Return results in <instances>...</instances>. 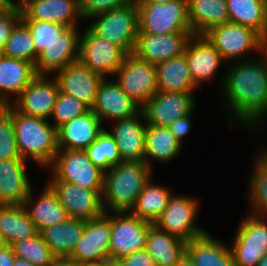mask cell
I'll use <instances>...</instances> for the list:
<instances>
[{"instance_id":"6da1fadb","label":"cell","mask_w":267,"mask_h":266,"mask_svg":"<svg viewBox=\"0 0 267 266\" xmlns=\"http://www.w3.org/2000/svg\"><path fill=\"white\" fill-rule=\"evenodd\" d=\"M227 69L221 89L229 122L250 130L267 113V68L262 58H252L231 62Z\"/></svg>"},{"instance_id":"7a4b0ae2","label":"cell","mask_w":267,"mask_h":266,"mask_svg":"<svg viewBox=\"0 0 267 266\" xmlns=\"http://www.w3.org/2000/svg\"><path fill=\"white\" fill-rule=\"evenodd\" d=\"M152 171L145 162H121L105 172L102 192L105 213L131 212L152 178Z\"/></svg>"},{"instance_id":"3957f363","label":"cell","mask_w":267,"mask_h":266,"mask_svg":"<svg viewBox=\"0 0 267 266\" xmlns=\"http://www.w3.org/2000/svg\"><path fill=\"white\" fill-rule=\"evenodd\" d=\"M13 123L19 156L49 167L59 151L57 128L48 119L27 116L14 108Z\"/></svg>"},{"instance_id":"277c9868","label":"cell","mask_w":267,"mask_h":266,"mask_svg":"<svg viewBox=\"0 0 267 266\" xmlns=\"http://www.w3.org/2000/svg\"><path fill=\"white\" fill-rule=\"evenodd\" d=\"M49 169V181H64L89 190H103L105 172L89 160L85 150H59Z\"/></svg>"},{"instance_id":"5b68a950","label":"cell","mask_w":267,"mask_h":266,"mask_svg":"<svg viewBox=\"0 0 267 266\" xmlns=\"http://www.w3.org/2000/svg\"><path fill=\"white\" fill-rule=\"evenodd\" d=\"M138 33L165 35L191 32L187 0H173L164 4L136 3Z\"/></svg>"},{"instance_id":"8992f818","label":"cell","mask_w":267,"mask_h":266,"mask_svg":"<svg viewBox=\"0 0 267 266\" xmlns=\"http://www.w3.org/2000/svg\"><path fill=\"white\" fill-rule=\"evenodd\" d=\"M92 19L94 20L89 28L96 35L120 46L127 54L133 53L138 33L136 1L122 8L106 11L90 20Z\"/></svg>"},{"instance_id":"52a82bcc","label":"cell","mask_w":267,"mask_h":266,"mask_svg":"<svg viewBox=\"0 0 267 266\" xmlns=\"http://www.w3.org/2000/svg\"><path fill=\"white\" fill-rule=\"evenodd\" d=\"M204 35L227 63L252 59L250 53L259 52L263 39L255 30L230 21L212 27Z\"/></svg>"},{"instance_id":"ba28073f","label":"cell","mask_w":267,"mask_h":266,"mask_svg":"<svg viewBox=\"0 0 267 266\" xmlns=\"http://www.w3.org/2000/svg\"><path fill=\"white\" fill-rule=\"evenodd\" d=\"M199 213L197 199L187 195H172L166 209L154 223L160 230L185 243L204 236L208 231L196 224Z\"/></svg>"},{"instance_id":"9c48e42d","label":"cell","mask_w":267,"mask_h":266,"mask_svg":"<svg viewBox=\"0 0 267 266\" xmlns=\"http://www.w3.org/2000/svg\"><path fill=\"white\" fill-rule=\"evenodd\" d=\"M114 76L120 88L140 107L158 92L156 66L133 53L125 57Z\"/></svg>"},{"instance_id":"30bf717a","label":"cell","mask_w":267,"mask_h":266,"mask_svg":"<svg viewBox=\"0 0 267 266\" xmlns=\"http://www.w3.org/2000/svg\"><path fill=\"white\" fill-rule=\"evenodd\" d=\"M127 55L120 46L96 35L89 27L79 38L78 60L103 78H114Z\"/></svg>"},{"instance_id":"8fae6325","label":"cell","mask_w":267,"mask_h":266,"mask_svg":"<svg viewBox=\"0 0 267 266\" xmlns=\"http://www.w3.org/2000/svg\"><path fill=\"white\" fill-rule=\"evenodd\" d=\"M150 225L131 212L111 213L109 259L117 262L124 256L145 249Z\"/></svg>"},{"instance_id":"7c38bea8","label":"cell","mask_w":267,"mask_h":266,"mask_svg":"<svg viewBox=\"0 0 267 266\" xmlns=\"http://www.w3.org/2000/svg\"><path fill=\"white\" fill-rule=\"evenodd\" d=\"M230 243L235 266H257L267 253V231L262 223L248 214L243 218Z\"/></svg>"},{"instance_id":"4fadbf2b","label":"cell","mask_w":267,"mask_h":266,"mask_svg":"<svg viewBox=\"0 0 267 266\" xmlns=\"http://www.w3.org/2000/svg\"><path fill=\"white\" fill-rule=\"evenodd\" d=\"M69 218L91 220L105 213L102 204L103 190H89L64 181H49Z\"/></svg>"},{"instance_id":"5bb4252c","label":"cell","mask_w":267,"mask_h":266,"mask_svg":"<svg viewBox=\"0 0 267 266\" xmlns=\"http://www.w3.org/2000/svg\"><path fill=\"white\" fill-rule=\"evenodd\" d=\"M66 27L38 54L34 64L37 75H51L67 67L79 58V31Z\"/></svg>"},{"instance_id":"9a60e30c","label":"cell","mask_w":267,"mask_h":266,"mask_svg":"<svg viewBox=\"0 0 267 266\" xmlns=\"http://www.w3.org/2000/svg\"><path fill=\"white\" fill-rule=\"evenodd\" d=\"M193 95L158 91L141 107L146 124L168 127L174 120L191 114L196 108Z\"/></svg>"},{"instance_id":"2e32d148","label":"cell","mask_w":267,"mask_h":266,"mask_svg":"<svg viewBox=\"0 0 267 266\" xmlns=\"http://www.w3.org/2000/svg\"><path fill=\"white\" fill-rule=\"evenodd\" d=\"M47 77L37 75L10 105L24 115L50 120L59 87L53 76Z\"/></svg>"},{"instance_id":"e0dca14e","label":"cell","mask_w":267,"mask_h":266,"mask_svg":"<svg viewBox=\"0 0 267 266\" xmlns=\"http://www.w3.org/2000/svg\"><path fill=\"white\" fill-rule=\"evenodd\" d=\"M21 20L45 21L63 24L66 27L78 25L81 20L79 0H19Z\"/></svg>"},{"instance_id":"ac0fdd59","label":"cell","mask_w":267,"mask_h":266,"mask_svg":"<svg viewBox=\"0 0 267 266\" xmlns=\"http://www.w3.org/2000/svg\"><path fill=\"white\" fill-rule=\"evenodd\" d=\"M111 213L85 221V229L70 258L79 263L109 259Z\"/></svg>"},{"instance_id":"d6986e66","label":"cell","mask_w":267,"mask_h":266,"mask_svg":"<svg viewBox=\"0 0 267 266\" xmlns=\"http://www.w3.org/2000/svg\"><path fill=\"white\" fill-rule=\"evenodd\" d=\"M54 75L59 91L77 98L89 109L93 108L97 98L98 86L103 80L101 75L92 72L79 60Z\"/></svg>"},{"instance_id":"ffe728a7","label":"cell","mask_w":267,"mask_h":266,"mask_svg":"<svg viewBox=\"0 0 267 266\" xmlns=\"http://www.w3.org/2000/svg\"><path fill=\"white\" fill-rule=\"evenodd\" d=\"M192 35V32H176L165 35L137 33L133 54L156 65L182 55Z\"/></svg>"},{"instance_id":"44dd1931","label":"cell","mask_w":267,"mask_h":266,"mask_svg":"<svg viewBox=\"0 0 267 266\" xmlns=\"http://www.w3.org/2000/svg\"><path fill=\"white\" fill-rule=\"evenodd\" d=\"M100 121H115L136 115L141 107L132 100L113 79L103 78L97 90L95 105L91 109Z\"/></svg>"},{"instance_id":"7402d4cb","label":"cell","mask_w":267,"mask_h":266,"mask_svg":"<svg viewBox=\"0 0 267 266\" xmlns=\"http://www.w3.org/2000/svg\"><path fill=\"white\" fill-rule=\"evenodd\" d=\"M114 122L109 133L117 142L122 162H144L147 124L142 110L132 117Z\"/></svg>"},{"instance_id":"603a6c76","label":"cell","mask_w":267,"mask_h":266,"mask_svg":"<svg viewBox=\"0 0 267 266\" xmlns=\"http://www.w3.org/2000/svg\"><path fill=\"white\" fill-rule=\"evenodd\" d=\"M186 57L190 75L194 84L199 87L201 82L212 79L225 62L220 53L205 35H192L185 47ZM222 63V64H221Z\"/></svg>"},{"instance_id":"cb8c5ba5","label":"cell","mask_w":267,"mask_h":266,"mask_svg":"<svg viewBox=\"0 0 267 266\" xmlns=\"http://www.w3.org/2000/svg\"><path fill=\"white\" fill-rule=\"evenodd\" d=\"M103 123L90 109L57 128L59 150H85L103 131Z\"/></svg>"},{"instance_id":"d4e9b609","label":"cell","mask_w":267,"mask_h":266,"mask_svg":"<svg viewBox=\"0 0 267 266\" xmlns=\"http://www.w3.org/2000/svg\"><path fill=\"white\" fill-rule=\"evenodd\" d=\"M24 159L0 160V205H23L32 186Z\"/></svg>"},{"instance_id":"484cf974","label":"cell","mask_w":267,"mask_h":266,"mask_svg":"<svg viewBox=\"0 0 267 266\" xmlns=\"http://www.w3.org/2000/svg\"><path fill=\"white\" fill-rule=\"evenodd\" d=\"M36 76L32 63L0 53V106L10 105Z\"/></svg>"},{"instance_id":"4316f807","label":"cell","mask_w":267,"mask_h":266,"mask_svg":"<svg viewBox=\"0 0 267 266\" xmlns=\"http://www.w3.org/2000/svg\"><path fill=\"white\" fill-rule=\"evenodd\" d=\"M32 192L31 189L23 206L38 233L47 227L60 224L69 219L67 211L47 184L39 197L33 196Z\"/></svg>"},{"instance_id":"83f0119b","label":"cell","mask_w":267,"mask_h":266,"mask_svg":"<svg viewBox=\"0 0 267 266\" xmlns=\"http://www.w3.org/2000/svg\"><path fill=\"white\" fill-rule=\"evenodd\" d=\"M188 20L194 35L230 21L226 0H187Z\"/></svg>"},{"instance_id":"f1b7e54d","label":"cell","mask_w":267,"mask_h":266,"mask_svg":"<svg viewBox=\"0 0 267 266\" xmlns=\"http://www.w3.org/2000/svg\"><path fill=\"white\" fill-rule=\"evenodd\" d=\"M186 253L195 266H235L229 243L209 232L187 243Z\"/></svg>"},{"instance_id":"f546056e","label":"cell","mask_w":267,"mask_h":266,"mask_svg":"<svg viewBox=\"0 0 267 266\" xmlns=\"http://www.w3.org/2000/svg\"><path fill=\"white\" fill-rule=\"evenodd\" d=\"M85 229V220L69 218L60 224L43 229L40 234L53 255L70 257Z\"/></svg>"},{"instance_id":"4dcf8cb0","label":"cell","mask_w":267,"mask_h":266,"mask_svg":"<svg viewBox=\"0 0 267 266\" xmlns=\"http://www.w3.org/2000/svg\"><path fill=\"white\" fill-rule=\"evenodd\" d=\"M160 92L193 93L198 87L190 75L184 54L155 65Z\"/></svg>"},{"instance_id":"1f68e13d","label":"cell","mask_w":267,"mask_h":266,"mask_svg":"<svg viewBox=\"0 0 267 266\" xmlns=\"http://www.w3.org/2000/svg\"><path fill=\"white\" fill-rule=\"evenodd\" d=\"M187 243L160 230L156 225L149 226L146 250L156 266H176L186 253Z\"/></svg>"},{"instance_id":"d6a6232c","label":"cell","mask_w":267,"mask_h":266,"mask_svg":"<svg viewBox=\"0 0 267 266\" xmlns=\"http://www.w3.org/2000/svg\"><path fill=\"white\" fill-rule=\"evenodd\" d=\"M37 233L23 205H0V237L7 245L13 246Z\"/></svg>"},{"instance_id":"836d02e7","label":"cell","mask_w":267,"mask_h":266,"mask_svg":"<svg viewBox=\"0 0 267 266\" xmlns=\"http://www.w3.org/2000/svg\"><path fill=\"white\" fill-rule=\"evenodd\" d=\"M168 127L146 126L144 162L153 169L152 161L168 162L182 149Z\"/></svg>"},{"instance_id":"e575fe53","label":"cell","mask_w":267,"mask_h":266,"mask_svg":"<svg viewBox=\"0 0 267 266\" xmlns=\"http://www.w3.org/2000/svg\"><path fill=\"white\" fill-rule=\"evenodd\" d=\"M230 22L238 23L267 37V0H226Z\"/></svg>"},{"instance_id":"d590c367","label":"cell","mask_w":267,"mask_h":266,"mask_svg":"<svg viewBox=\"0 0 267 266\" xmlns=\"http://www.w3.org/2000/svg\"><path fill=\"white\" fill-rule=\"evenodd\" d=\"M173 195L165 185L153 184L150 179L137 197L131 213L140 220L154 224L166 209Z\"/></svg>"},{"instance_id":"8d00e7d4","label":"cell","mask_w":267,"mask_h":266,"mask_svg":"<svg viewBox=\"0 0 267 266\" xmlns=\"http://www.w3.org/2000/svg\"><path fill=\"white\" fill-rule=\"evenodd\" d=\"M250 173L248 199L252 211L250 215L267 211V154L259 152L253 161Z\"/></svg>"},{"instance_id":"74e56055","label":"cell","mask_w":267,"mask_h":266,"mask_svg":"<svg viewBox=\"0 0 267 266\" xmlns=\"http://www.w3.org/2000/svg\"><path fill=\"white\" fill-rule=\"evenodd\" d=\"M0 53L6 57L22 59L35 64L38 54L29 27L20 20L11 32Z\"/></svg>"},{"instance_id":"f35d334b","label":"cell","mask_w":267,"mask_h":266,"mask_svg":"<svg viewBox=\"0 0 267 266\" xmlns=\"http://www.w3.org/2000/svg\"><path fill=\"white\" fill-rule=\"evenodd\" d=\"M85 151L89 160L104 172H108L112 166L122 162L117 142L106 129H103Z\"/></svg>"},{"instance_id":"ab89813d","label":"cell","mask_w":267,"mask_h":266,"mask_svg":"<svg viewBox=\"0 0 267 266\" xmlns=\"http://www.w3.org/2000/svg\"><path fill=\"white\" fill-rule=\"evenodd\" d=\"M17 257L26 259L35 266H51L56 258L40 233L12 246Z\"/></svg>"},{"instance_id":"60d3db41","label":"cell","mask_w":267,"mask_h":266,"mask_svg":"<svg viewBox=\"0 0 267 266\" xmlns=\"http://www.w3.org/2000/svg\"><path fill=\"white\" fill-rule=\"evenodd\" d=\"M23 159L16 146L13 107L0 106V160Z\"/></svg>"},{"instance_id":"b9f144b4","label":"cell","mask_w":267,"mask_h":266,"mask_svg":"<svg viewBox=\"0 0 267 266\" xmlns=\"http://www.w3.org/2000/svg\"><path fill=\"white\" fill-rule=\"evenodd\" d=\"M90 109L77 98L59 91L50 119L56 128L62 124L80 117Z\"/></svg>"},{"instance_id":"7bdbcfd3","label":"cell","mask_w":267,"mask_h":266,"mask_svg":"<svg viewBox=\"0 0 267 266\" xmlns=\"http://www.w3.org/2000/svg\"><path fill=\"white\" fill-rule=\"evenodd\" d=\"M31 31L35 42V49L39 54L48 45L56 35L60 34L66 26L59 23H50L45 21L22 20Z\"/></svg>"},{"instance_id":"ee69618b","label":"cell","mask_w":267,"mask_h":266,"mask_svg":"<svg viewBox=\"0 0 267 266\" xmlns=\"http://www.w3.org/2000/svg\"><path fill=\"white\" fill-rule=\"evenodd\" d=\"M82 21L103 14L112 9L122 8L133 3V0H79Z\"/></svg>"},{"instance_id":"f6af8a7d","label":"cell","mask_w":267,"mask_h":266,"mask_svg":"<svg viewBox=\"0 0 267 266\" xmlns=\"http://www.w3.org/2000/svg\"><path fill=\"white\" fill-rule=\"evenodd\" d=\"M21 20V10L17 5L12 10L0 15V51L5 46L15 25Z\"/></svg>"},{"instance_id":"bcb514c9","label":"cell","mask_w":267,"mask_h":266,"mask_svg":"<svg viewBox=\"0 0 267 266\" xmlns=\"http://www.w3.org/2000/svg\"><path fill=\"white\" fill-rule=\"evenodd\" d=\"M117 262L121 266H156L146 249L135 251Z\"/></svg>"},{"instance_id":"7dc6e473","label":"cell","mask_w":267,"mask_h":266,"mask_svg":"<svg viewBox=\"0 0 267 266\" xmlns=\"http://www.w3.org/2000/svg\"><path fill=\"white\" fill-rule=\"evenodd\" d=\"M193 113L188 114L182 118L174 120L169 126L168 129L176 140H178L181 145H183V138L189 134L191 130V117Z\"/></svg>"},{"instance_id":"c3c4849f","label":"cell","mask_w":267,"mask_h":266,"mask_svg":"<svg viewBox=\"0 0 267 266\" xmlns=\"http://www.w3.org/2000/svg\"><path fill=\"white\" fill-rule=\"evenodd\" d=\"M16 259L12 246H7L0 252V266H13Z\"/></svg>"},{"instance_id":"681fc988","label":"cell","mask_w":267,"mask_h":266,"mask_svg":"<svg viewBox=\"0 0 267 266\" xmlns=\"http://www.w3.org/2000/svg\"><path fill=\"white\" fill-rule=\"evenodd\" d=\"M51 266H81V263L70 257H57Z\"/></svg>"},{"instance_id":"f907efd6","label":"cell","mask_w":267,"mask_h":266,"mask_svg":"<svg viewBox=\"0 0 267 266\" xmlns=\"http://www.w3.org/2000/svg\"><path fill=\"white\" fill-rule=\"evenodd\" d=\"M17 6L15 0H0V11H10Z\"/></svg>"},{"instance_id":"816d5d0a","label":"cell","mask_w":267,"mask_h":266,"mask_svg":"<svg viewBox=\"0 0 267 266\" xmlns=\"http://www.w3.org/2000/svg\"><path fill=\"white\" fill-rule=\"evenodd\" d=\"M262 53V60L267 68V37L263 38L262 39V42H261V45H260V50H259V53Z\"/></svg>"},{"instance_id":"f5cc1de1","label":"cell","mask_w":267,"mask_h":266,"mask_svg":"<svg viewBox=\"0 0 267 266\" xmlns=\"http://www.w3.org/2000/svg\"><path fill=\"white\" fill-rule=\"evenodd\" d=\"M112 261L110 259L91 261L81 264V266H111Z\"/></svg>"},{"instance_id":"db71d44e","label":"cell","mask_w":267,"mask_h":266,"mask_svg":"<svg viewBox=\"0 0 267 266\" xmlns=\"http://www.w3.org/2000/svg\"><path fill=\"white\" fill-rule=\"evenodd\" d=\"M176 266H195L194 262L190 258V256L185 253L183 257L179 260Z\"/></svg>"},{"instance_id":"11a10c76","label":"cell","mask_w":267,"mask_h":266,"mask_svg":"<svg viewBox=\"0 0 267 266\" xmlns=\"http://www.w3.org/2000/svg\"><path fill=\"white\" fill-rule=\"evenodd\" d=\"M265 120H267V113L250 129V131L252 130H259V129H256V128H259L260 126H262L263 124H267V122L265 121ZM265 122V123H264ZM260 152H262V153H265V154H267V149H263V151L261 150Z\"/></svg>"},{"instance_id":"9f6ffc18","label":"cell","mask_w":267,"mask_h":266,"mask_svg":"<svg viewBox=\"0 0 267 266\" xmlns=\"http://www.w3.org/2000/svg\"><path fill=\"white\" fill-rule=\"evenodd\" d=\"M254 216L262 223L265 230L267 231V211L263 213H256Z\"/></svg>"},{"instance_id":"6f0895ef","label":"cell","mask_w":267,"mask_h":266,"mask_svg":"<svg viewBox=\"0 0 267 266\" xmlns=\"http://www.w3.org/2000/svg\"><path fill=\"white\" fill-rule=\"evenodd\" d=\"M13 266H35L31 262L26 259L20 258L16 256Z\"/></svg>"},{"instance_id":"680465c9","label":"cell","mask_w":267,"mask_h":266,"mask_svg":"<svg viewBox=\"0 0 267 266\" xmlns=\"http://www.w3.org/2000/svg\"><path fill=\"white\" fill-rule=\"evenodd\" d=\"M173 0H138L136 3H157V4H164Z\"/></svg>"},{"instance_id":"91938a15","label":"cell","mask_w":267,"mask_h":266,"mask_svg":"<svg viewBox=\"0 0 267 266\" xmlns=\"http://www.w3.org/2000/svg\"><path fill=\"white\" fill-rule=\"evenodd\" d=\"M257 266H267V253L262 256Z\"/></svg>"},{"instance_id":"94428289","label":"cell","mask_w":267,"mask_h":266,"mask_svg":"<svg viewBox=\"0 0 267 266\" xmlns=\"http://www.w3.org/2000/svg\"><path fill=\"white\" fill-rule=\"evenodd\" d=\"M7 243L3 238L0 237V252L7 247Z\"/></svg>"},{"instance_id":"6125c7cd","label":"cell","mask_w":267,"mask_h":266,"mask_svg":"<svg viewBox=\"0 0 267 266\" xmlns=\"http://www.w3.org/2000/svg\"><path fill=\"white\" fill-rule=\"evenodd\" d=\"M111 266H121L118 262H112Z\"/></svg>"},{"instance_id":"be15d7a7","label":"cell","mask_w":267,"mask_h":266,"mask_svg":"<svg viewBox=\"0 0 267 266\" xmlns=\"http://www.w3.org/2000/svg\"><path fill=\"white\" fill-rule=\"evenodd\" d=\"M5 12H8V11H0V15H1L2 13H5Z\"/></svg>"}]
</instances>
